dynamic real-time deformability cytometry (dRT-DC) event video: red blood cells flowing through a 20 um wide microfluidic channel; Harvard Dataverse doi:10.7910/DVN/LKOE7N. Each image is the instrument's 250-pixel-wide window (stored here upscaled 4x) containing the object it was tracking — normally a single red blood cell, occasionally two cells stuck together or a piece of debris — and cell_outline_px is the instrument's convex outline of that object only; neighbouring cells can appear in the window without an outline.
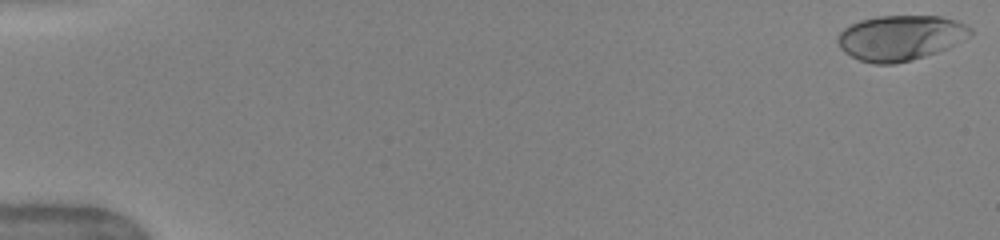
{"species": "human", "species_latin": "Homo sapiens", "temperature_condition": "warm", "stored_images_in_passage": 51, "camera_frame_rate_fps": 3000, "um_per_image_px": 0.085, "donor": {"sex": "female"}, "frame": {"image": 1, "passage_image": 1, "time_ms": 0.0, "image_size_px": [1000, 240], "cell_outline_px": [[972, 32], [948, 48], [924, 56], [892, 64], [872, 64], [860, 60], [844, 52], [840, 48], [836, 40], [840, 32], [844, 28], [860, 20], [880, 16], [940, 16], [956, 20], [972, 28]], "centroid_in_image_um": [76.49, 3.21], "position_along_channel_um": 8.5, "area_um2": 34.56}}
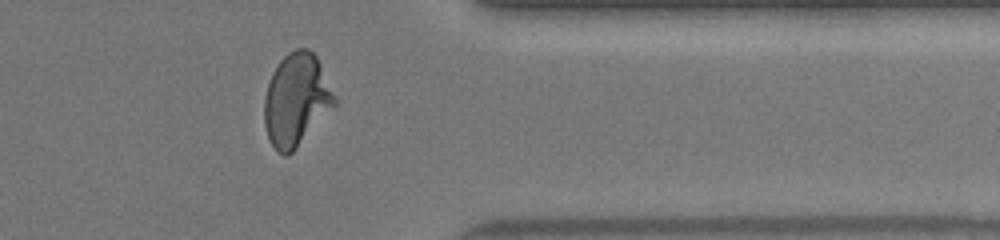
{"frame": {"image": 2, "passage_image": 42, "time_ms": 13.667, "image_size_px": [1000, 240], "cell_outline_px": [[336, 104], [296, 148], [288, 156], [284, 156], [272, 144], [268, 136], [264, 124], [264, 100], [268, 84], [272, 72], [280, 60], [288, 52], [296, 48], [308, 48], [316, 56], [336, 96]], "centroid_in_image_um": [25.18, 8.46], "position_along_channel_um": 386.2, "area_um2": 37.51}}
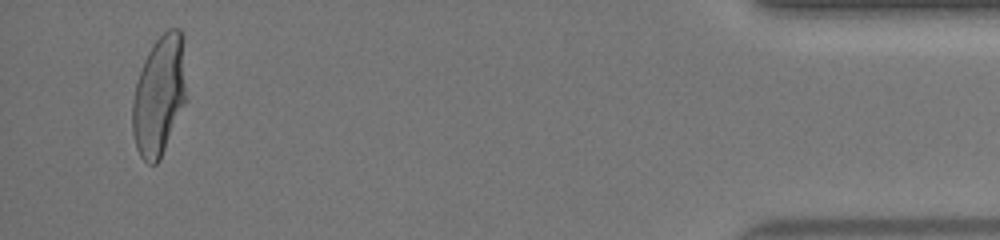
{"frame": {"image": 3, "passage_image": 49, "time_ms": 16.0, "image_size_px": [1000, 240], "cell_outline_px": [[188, 100], [160, 160], [156, 164], [148, 164], [140, 156], [136, 148], [132, 132], [132, 100], [136, 84], [144, 60], [148, 52], [156, 40], [168, 28], [180, 28], [184, 32], [188, 96]], "centroid_in_image_um": [13.59, 8.1], "position_along_channel_um": 421.6, "area_um2": 38.96}, "authors_computed_cell_mechanics": {"area_um2": 36.0094, "velocity_mm_per_s": 4.0365, "shape_relaxation_time_tau1_ms": 4.3522, "shape_relaxation_time_tau2_ms": null, "deformation_change_tau1": 0.1954, "deformation_change_tau2": null}}